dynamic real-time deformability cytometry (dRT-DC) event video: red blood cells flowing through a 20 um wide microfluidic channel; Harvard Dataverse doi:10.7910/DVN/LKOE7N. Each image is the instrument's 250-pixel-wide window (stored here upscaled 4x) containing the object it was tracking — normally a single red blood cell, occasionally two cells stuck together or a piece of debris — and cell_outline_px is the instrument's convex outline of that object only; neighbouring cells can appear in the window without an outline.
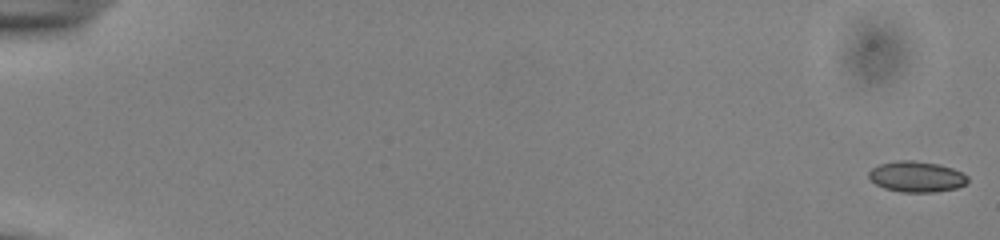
{"species": "common noctule bat (a hibernating species)", "species_latin": "Nyctalus noctula", "temperature_condition": "cold", "stored_images_in_passage": 50, "camera_frame_rate_fps": 3000, "um_per_image_px": 0.085, "animal": {"sex": "male", "body_mass_g": 13.0, "forearm_length_mm": 53.1}, "frame": {"image": 1, "passage_image": 1, "time_ms": 0.0, "image_size_px": [1000, 240], "cell_outline_px": [[968, 184], [956, 188], [936, 192], [900, 192], [884, 188], [876, 184], [868, 176], [868, 172], [872, 168], [880, 164], [896, 160], [912, 160], [940, 164], [952, 168], [968, 176]], "centroid_in_image_um": [77.92, 15.02], "position_along_channel_um": 7.1, "area_um2": 17.86}}
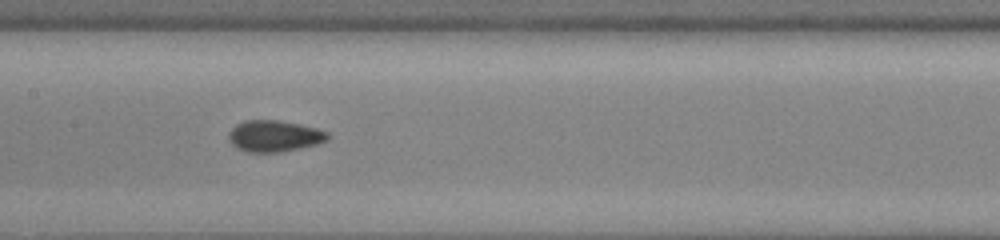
{"frame": {"image": 2, "passage_image": 29, "time_ms": 9.333, "image_size_px": [1000, 240], "cell_outline_px": [[328, 140], [316, 144], [300, 148], [280, 152], [248, 152], [236, 148], [228, 140], [228, 132], [236, 124], [244, 120], [280, 120], [300, 124], [316, 128], [328, 132]], "centroid_in_image_um": [23.28, 11.56], "position_along_channel_um": 184.1, "area_um2": 18.21}}
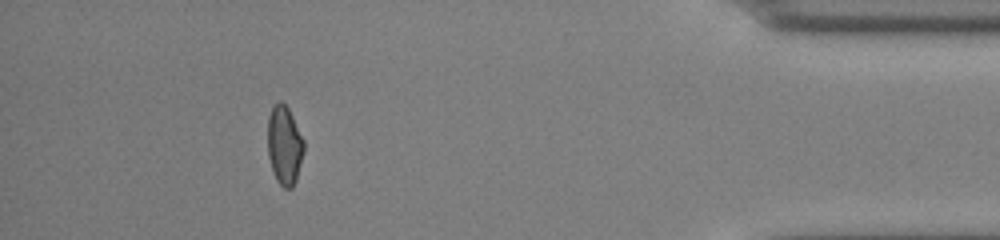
{"frame": {"image": 3, "passage_image": 50, "time_ms": 16.333, "image_size_px": [1000, 240], "cell_outline_px": [[304, 152], [296, 180], [292, 188], [284, 188], [276, 180], [268, 156], [268, 116], [272, 104], [280, 100], [288, 108], [304, 140]], "centroid_in_image_um": [24.17, 12.33], "position_along_channel_um": 411.0, "area_um2": 16.7}, "authors_computed_cell_mechanics": {"area_um2": 17.3111, "velocity_mm_per_s": 3.914, "shape_relaxation_time_tau1_ms": 2.732, "shape_relaxation_time_tau2_ms": 3.0312, "deformation_change_tau1": 0.0681, "deformation_change_tau2": 0.0703}}